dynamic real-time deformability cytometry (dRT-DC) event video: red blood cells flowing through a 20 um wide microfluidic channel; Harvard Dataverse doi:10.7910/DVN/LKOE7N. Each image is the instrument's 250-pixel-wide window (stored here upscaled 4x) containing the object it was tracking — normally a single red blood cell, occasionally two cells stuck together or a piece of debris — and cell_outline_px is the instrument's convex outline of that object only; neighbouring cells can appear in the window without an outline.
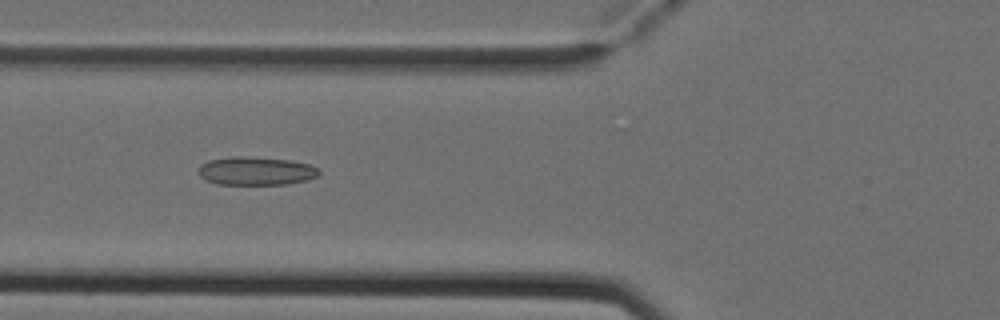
{"species": "Egyptian fruit bat (a non-hibernating species)", "species_latin": "Rousettus aegyptiacus", "temperature_condition": "cold", "stored_images_in_passage": 7, "camera_frame_rate_fps": 3000, "um_per_image_px": 0.085, "animal": {"sex": "female"}, "frame": {"image": 1, "passage_image": 5, "time_ms": 1.333, "image_size_px": [1000, 320], "cell_outline_px": [[320, 172], [316, 176], [308, 180], [288, 184], [216, 184], [204, 180], [196, 172], [196, 168], [200, 164], [208, 160], [232, 156], [240, 156], [292, 160], [308, 164], [316, 168]], "centroid_in_image_um": [21.68, 14.53], "position_along_channel_um": 104.1, "area_um2": 20.11}}
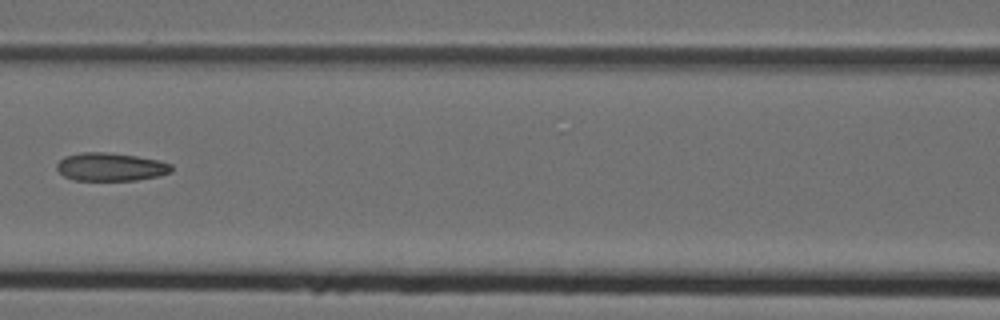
{"frame": {"image": 2, "passage_image": 6, "time_ms": 1.667, "image_size_px": [1000, 320], "cell_outline_px": [[172, 172], [160, 176], [136, 180], [72, 180], [64, 176], [56, 168], [56, 164], [64, 156], [80, 152], [104, 152], [136, 156], [156, 160], [172, 164]], "centroid_in_image_um": [9.39, 14.19], "position_along_channel_um": 157.2, "area_um2": 18.84}}
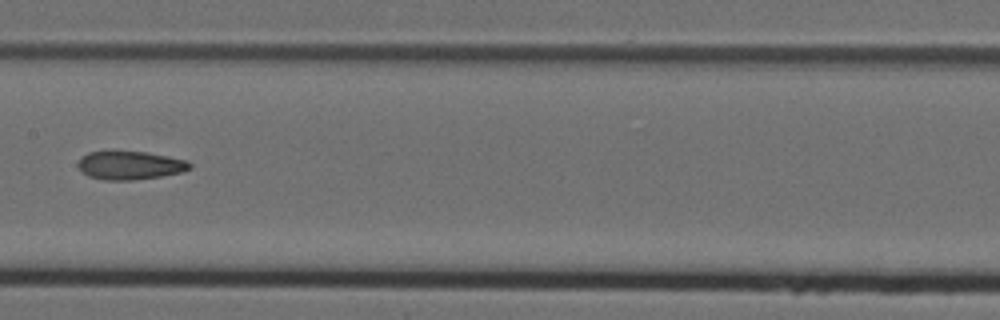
{"frame": {"image": 3, "passage_image": 7, "time_ms": 2.0, "image_size_px": [1000, 320], "cell_outline_px": [[192, 168], [184, 172], [160, 176], [132, 180], [104, 180], [88, 176], [76, 164], [80, 156], [88, 152], [112, 148], [148, 152], [188, 160], [192, 164]], "centroid_in_image_um": [11.03, 14.0], "position_along_channel_um": 196.4, "area_um2": 19.42}}